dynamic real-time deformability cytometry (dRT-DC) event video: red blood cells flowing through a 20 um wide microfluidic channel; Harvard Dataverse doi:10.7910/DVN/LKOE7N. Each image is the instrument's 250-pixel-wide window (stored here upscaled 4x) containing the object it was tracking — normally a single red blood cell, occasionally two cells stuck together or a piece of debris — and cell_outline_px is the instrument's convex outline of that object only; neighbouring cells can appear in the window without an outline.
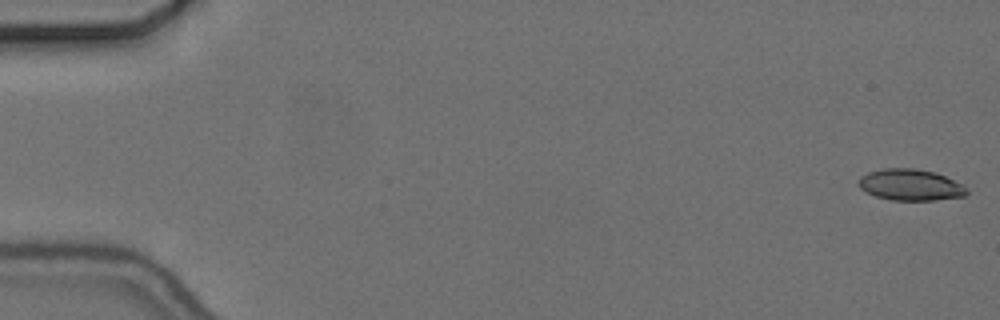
{"species": "common noctule bat (a hibernating species)", "species_latin": "Nyctalus noctula", "temperature_condition": "cold", "stored_images_in_passage": 6, "camera_frame_rate_fps": 3000, "um_per_image_px": 0.085, "animal": {"sex": "female", "body_mass_g": 24.6, "forearm_length_mm": 56.2}, "frame": {"image": 1, "passage_image": 1, "time_ms": 0.0, "image_size_px": [1000, 320], "cell_outline_px": [[968, 192], [964, 196], [936, 200], [892, 200], [876, 196], [860, 188], [856, 184], [860, 176], [868, 172], [884, 168], [912, 168], [936, 172], [964, 184], [968, 188]], "centroid_in_image_um": [77.4, 15.7], "position_along_channel_um": 7.6, "area_um2": 19.94}}